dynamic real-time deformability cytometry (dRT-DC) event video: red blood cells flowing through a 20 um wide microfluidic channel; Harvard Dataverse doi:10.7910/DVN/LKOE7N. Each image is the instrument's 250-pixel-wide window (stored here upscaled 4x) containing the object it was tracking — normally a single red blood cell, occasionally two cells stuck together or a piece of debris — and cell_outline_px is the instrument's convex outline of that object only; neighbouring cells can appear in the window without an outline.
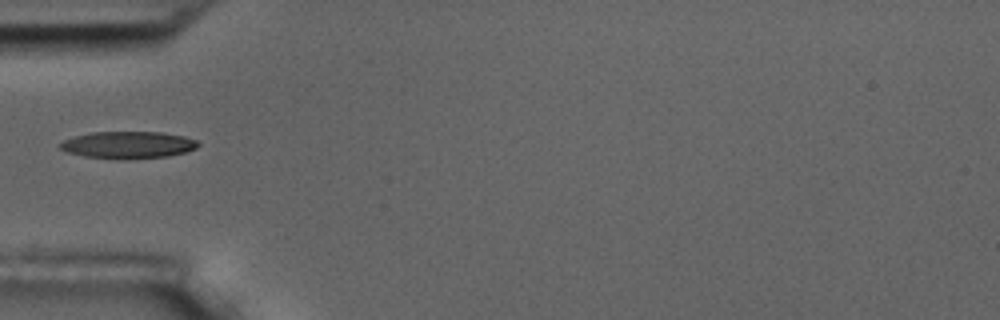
{"species": "common noctule bat (a hibernating species)", "species_latin": "Nyctalus noctula", "temperature_condition": "room temperature", "stored_images_in_passage": 3, "camera_frame_rate_fps": 3000, "um_per_image_px": 0.085, "animal": {"sex": "male", "body_mass_g": 17.5, "forearm_length_mm": 52.3}, "frame": {"image": 1, "passage_image": 1, "time_ms": 0.0, "image_size_px": [1000, 320], "cell_outline_px": [[200, 144], [196, 148], [184, 152], [168, 156], [120, 160], [84, 156], [64, 152], [56, 144], [64, 140], [76, 136], [92, 132], [160, 132], [184, 136], [196, 140]], "centroid_in_image_um": [10.84, 12.32], "position_along_channel_um": 74.2, "area_um2": 21.91}}